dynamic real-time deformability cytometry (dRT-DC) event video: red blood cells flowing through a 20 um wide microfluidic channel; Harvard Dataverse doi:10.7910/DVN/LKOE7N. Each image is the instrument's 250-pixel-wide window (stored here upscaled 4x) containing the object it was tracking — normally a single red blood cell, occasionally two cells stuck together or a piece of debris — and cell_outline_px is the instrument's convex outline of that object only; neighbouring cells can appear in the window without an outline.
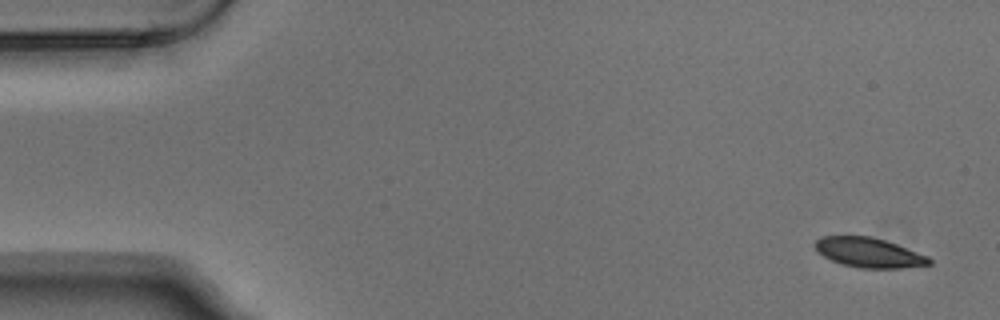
{"species": "Egyptian fruit bat (a non-hibernating species)", "species_latin": "Rousettus aegyptiacus", "temperature_condition": "warm", "stored_images_in_passage": 7, "camera_frame_rate_fps": 3000, "um_per_image_px": 0.085, "animal": {"sex": "male"}, "frame": {"image": 1, "passage_image": 1, "time_ms": 0.0, "image_size_px": [1000, 320], "cell_outline_px": [[932, 264], [900, 268], [860, 268], [844, 264], [832, 260], [824, 256], [812, 244], [820, 236], [872, 236], [896, 244], [928, 256], [932, 260]], "centroid_in_image_um": [73.86, 21.46], "position_along_channel_um": 11.1, "area_um2": 19.59}}
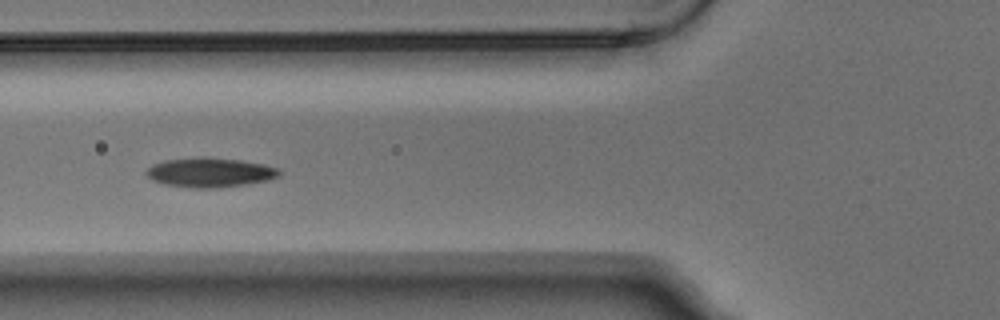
{"frame": {"image": 2, "passage_image": 6, "time_ms": 1.667, "image_size_px": [1000, 320], "cell_outline_px": [[280, 176], [268, 180], [220, 188], [192, 188], [164, 184], [152, 180], [144, 172], [152, 164], [164, 160], [200, 156], [204, 156], [240, 160], [264, 164], [280, 168]], "centroid_in_image_um": [17.84, 14.65], "position_along_channel_um": 108.0, "area_um2": 23.12}}
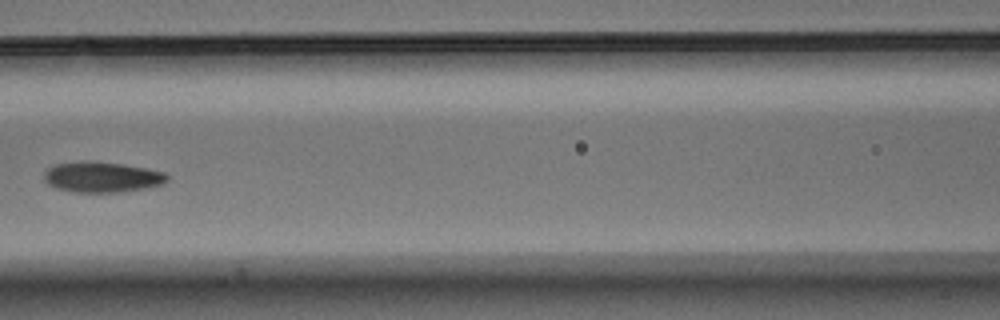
{"frame": {"image": 3, "passage_image": 7, "time_ms": 2.0, "image_size_px": [1000, 320], "cell_outline_px": [[168, 180], [164, 184], [144, 188], [116, 192], [72, 192], [56, 188], [48, 184], [44, 180], [44, 172], [52, 164], [84, 160], [88, 160], [124, 164], [164, 172], [168, 176]], "centroid_in_image_um": [8.62, 15.03], "position_along_channel_um": 158.0, "area_um2": 22.08}}